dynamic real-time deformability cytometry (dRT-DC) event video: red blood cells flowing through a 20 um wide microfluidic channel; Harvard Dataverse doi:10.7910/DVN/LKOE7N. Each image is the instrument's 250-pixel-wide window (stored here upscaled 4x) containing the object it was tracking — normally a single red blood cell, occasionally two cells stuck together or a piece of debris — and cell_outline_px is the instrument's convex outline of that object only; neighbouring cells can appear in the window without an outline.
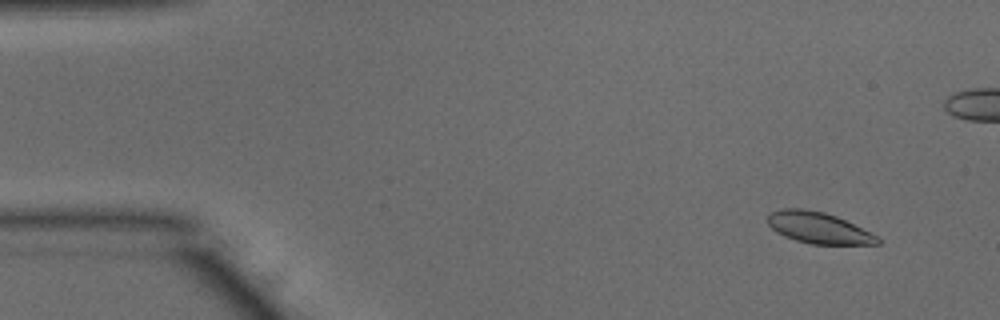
{"species": "common noctule bat (a hibernating species)", "species_latin": "Nyctalus noctula", "temperature_condition": "warm", "stored_images_in_passage": 12, "camera_frame_rate_fps": 3000, "um_per_image_px": 0.085, "animal": {"sex": "male", "body_mass_g": 15.6}, "frame": {"image": 1, "passage_image": 5, "time_ms": 1.333, "image_size_px": [1000, 320], "cell_outline_px": [[880, 244], [812, 244], [796, 240], [784, 236], [776, 232], [768, 224], [768, 212], [784, 208], [804, 208], [824, 212], [836, 216], [880, 236]], "centroid_in_image_um": [69.57, 19.36], "position_along_channel_um": 15.4, "area_um2": 20.11}}